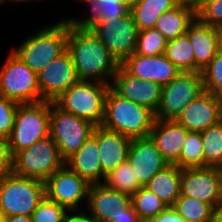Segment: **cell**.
Here are the masks:
<instances>
[{"label":"cell","instance_id":"1","mask_svg":"<svg viewBox=\"0 0 222 222\" xmlns=\"http://www.w3.org/2000/svg\"><path fill=\"white\" fill-rule=\"evenodd\" d=\"M67 51L80 80L110 84L120 67L119 62L90 29H77L69 22Z\"/></svg>","mask_w":222,"mask_h":222},{"label":"cell","instance_id":"2","mask_svg":"<svg viewBox=\"0 0 222 222\" xmlns=\"http://www.w3.org/2000/svg\"><path fill=\"white\" fill-rule=\"evenodd\" d=\"M155 113L149 108L120 97L111 88L105 100L103 128L131 139L148 137L155 122Z\"/></svg>","mask_w":222,"mask_h":222},{"label":"cell","instance_id":"3","mask_svg":"<svg viewBox=\"0 0 222 222\" xmlns=\"http://www.w3.org/2000/svg\"><path fill=\"white\" fill-rule=\"evenodd\" d=\"M68 21L43 27L13 51L36 74L67 50Z\"/></svg>","mask_w":222,"mask_h":222},{"label":"cell","instance_id":"4","mask_svg":"<svg viewBox=\"0 0 222 222\" xmlns=\"http://www.w3.org/2000/svg\"><path fill=\"white\" fill-rule=\"evenodd\" d=\"M110 84L80 80L64 91L54 103L63 111L101 126L105 114V100Z\"/></svg>","mask_w":222,"mask_h":222},{"label":"cell","instance_id":"5","mask_svg":"<svg viewBox=\"0 0 222 222\" xmlns=\"http://www.w3.org/2000/svg\"><path fill=\"white\" fill-rule=\"evenodd\" d=\"M45 196L44 181L12 172L0 175V210L5 217L31 216Z\"/></svg>","mask_w":222,"mask_h":222},{"label":"cell","instance_id":"6","mask_svg":"<svg viewBox=\"0 0 222 222\" xmlns=\"http://www.w3.org/2000/svg\"><path fill=\"white\" fill-rule=\"evenodd\" d=\"M50 136V102L19 104L9 137L12 155Z\"/></svg>","mask_w":222,"mask_h":222},{"label":"cell","instance_id":"7","mask_svg":"<svg viewBox=\"0 0 222 222\" xmlns=\"http://www.w3.org/2000/svg\"><path fill=\"white\" fill-rule=\"evenodd\" d=\"M64 165L51 136L13 155L11 172L17 176L45 181Z\"/></svg>","mask_w":222,"mask_h":222},{"label":"cell","instance_id":"8","mask_svg":"<svg viewBox=\"0 0 222 222\" xmlns=\"http://www.w3.org/2000/svg\"><path fill=\"white\" fill-rule=\"evenodd\" d=\"M0 96L18 104L41 102L37 74L13 50L0 71Z\"/></svg>","mask_w":222,"mask_h":222},{"label":"cell","instance_id":"9","mask_svg":"<svg viewBox=\"0 0 222 222\" xmlns=\"http://www.w3.org/2000/svg\"><path fill=\"white\" fill-rule=\"evenodd\" d=\"M95 127L92 122L65 112L50 102V136L64 161L93 135Z\"/></svg>","mask_w":222,"mask_h":222},{"label":"cell","instance_id":"10","mask_svg":"<svg viewBox=\"0 0 222 222\" xmlns=\"http://www.w3.org/2000/svg\"><path fill=\"white\" fill-rule=\"evenodd\" d=\"M204 92L202 72H181L162 86L158 120H176L192 100Z\"/></svg>","mask_w":222,"mask_h":222},{"label":"cell","instance_id":"11","mask_svg":"<svg viewBox=\"0 0 222 222\" xmlns=\"http://www.w3.org/2000/svg\"><path fill=\"white\" fill-rule=\"evenodd\" d=\"M90 30L120 65L136 50L139 29L130 11L122 17L101 19Z\"/></svg>","mask_w":222,"mask_h":222},{"label":"cell","instance_id":"12","mask_svg":"<svg viewBox=\"0 0 222 222\" xmlns=\"http://www.w3.org/2000/svg\"><path fill=\"white\" fill-rule=\"evenodd\" d=\"M44 182L46 197L68 210L79 211L80 202L88 198L90 184L65 164Z\"/></svg>","mask_w":222,"mask_h":222},{"label":"cell","instance_id":"13","mask_svg":"<svg viewBox=\"0 0 222 222\" xmlns=\"http://www.w3.org/2000/svg\"><path fill=\"white\" fill-rule=\"evenodd\" d=\"M79 81L71 55L66 50L37 73L41 101L54 102L64 91Z\"/></svg>","mask_w":222,"mask_h":222},{"label":"cell","instance_id":"14","mask_svg":"<svg viewBox=\"0 0 222 222\" xmlns=\"http://www.w3.org/2000/svg\"><path fill=\"white\" fill-rule=\"evenodd\" d=\"M181 195L210 204L214 209L222 202V184L215 167L182 168Z\"/></svg>","mask_w":222,"mask_h":222},{"label":"cell","instance_id":"15","mask_svg":"<svg viewBox=\"0 0 222 222\" xmlns=\"http://www.w3.org/2000/svg\"><path fill=\"white\" fill-rule=\"evenodd\" d=\"M112 79L110 88L117 95L145 106L156 113L161 101L162 86L160 84L133 77L121 66Z\"/></svg>","mask_w":222,"mask_h":222},{"label":"cell","instance_id":"16","mask_svg":"<svg viewBox=\"0 0 222 222\" xmlns=\"http://www.w3.org/2000/svg\"><path fill=\"white\" fill-rule=\"evenodd\" d=\"M88 212L98 222H119V216L131 204V195L107 187L104 183L91 184L88 192Z\"/></svg>","mask_w":222,"mask_h":222},{"label":"cell","instance_id":"17","mask_svg":"<svg viewBox=\"0 0 222 222\" xmlns=\"http://www.w3.org/2000/svg\"><path fill=\"white\" fill-rule=\"evenodd\" d=\"M128 74L161 86L175 79L181 71L165 56H144L135 52L120 65Z\"/></svg>","mask_w":222,"mask_h":222},{"label":"cell","instance_id":"18","mask_svg":"<svg viewBox=\"0 0 222 222\" xmlns=\"http://www.w3.org/2000/svg\"><path fill=\"white\" fill-rule=\"evenodd\" d=\"M127 160L142 187L169 165L149 136L131 140Z\"/></svg>","mask_w":222,"mask_h":222},{"label":"cell","instance_id":"19","mask_svg":"<svg viewBox=\"0 0 222 222\" xmlns=\"http://www.w3.org/2000/svg\"><path fill=\"white\" fill-rule=\"evenodd\" d=\"M222 115V98L204 91L190 102L176 119L187 131L202 132L218 123Z\"/></svg>","mask_w":222,"mask_h":222},{"label":"cell","instance_id":"20","mask_svg":"<svg viewBox=\"0 0 222 222\" xmlns=\"http://www.w3.org/2000/svg\"><path fill=\"white\" fill-rule=\"evenodd\" d=\"M186 34L193 45L195 72H202L222 46V29L201 23L195 18Z\"/></svg>","mask_w":222,"mask_h":222},{"label":"cell","instance_id":"21","mask_svg":"<svg viewBox=\"0 0 222 222\" xmlns=\"http://www.w3.org/2000/svg\"><path fill=\"white\" fill-rule=\"evenodd\" d=\"M187 132L177 120L155 119L149 137L168 164H175L182 152Z\"/></svg>","mask_w":222,"mask_h":222},{"label":"cell","instance_id":"22","mask_svg":"<svg viewBox=\"0 0 222 222\" xmlns=\"http://www.w3.org/2000/svg\"><path fill=\"white\" fill-rule=\"evenodd\" d=\"M131 140V138L118 132L97 126V144L100 150L102 183L110 171L127 161Z\"/></svg>","mask_w":222,"mask_h":222},{"label":"cell","instance_id":"23","mask_svg":"<svg viewBox=\"0 0 222 222\" xmlns=\"http://www.w3.org/2000/svg\"><path fill=\"white\" fill-rule=\"evenodd\" d=\"M64 164L90 185L102 183L100 150L97 144V126L93 135L84 142L79 150L68 157Z\"/></svg>","mask_w":222,"mask_h":222},{"label":"cell","instance_id":"24","mask_svg":"<svg viewBox=\"0 0 222 222\" xmlns=\"http://www.w3.org/2000/svg\"><path fill=\"white\" fill-rule=\"evenodd\" d=\"M90 6L91 15L84 19H66L77 29H90L101 19L125 16L137 0H81Z\"/></svg>","mask_w":222,"mask_h":222},{"label":"cell","instance_id":"25","mask_svg":"<svg viewBox=\"0 0 222 222\" xmlns=\"http://www.w3.org/2000/svg\"><path fill=\"white\" fill-rule=\"evenodd\" d=\"M182 168L169 164L159 171L146 185L168 207H172L181 195Z\"/></svg>","mask_w":222,"mask_h":222},{"label":"cell","instance_id":"26","mask_svg":"<svg viewBox=\"0 0 222 222\" xmlns=\"http://www.w3.org/2000/svg\"><path fill=\"white\" fill-rule=\"evenodd\" d=\"M196 12L186 6L177 5L164 11L157 19L154 29L160 31L165 38L173 40L187 33L188 26L195 20Z\"/></svg>","mask_w":222,"mask_h":222},{"label":"cell","instance_id":"27","mask_svg":"<svg viewBox=\"0 0 222 222\" xmlns=\"http://www.w3.org/2000/svg\"><path fill=\"white\" fill-rule=\"evenodd\" d=\"M175 6L176 0H137L130 8V14L141 31L154 28L160 15Z\"/></svg>","mask_w":222,"mask_h":222},{"label":"cell","instance_id":"28","mask_svg":"<svg viewBox=\"0 0 222 222\" xmlns=\"http://www.w3.org/2000/svg\"><path fill=\"white\" fill-rule=\"evenodd\" d=\"M164 54L181 72H195L193 45L187 34L169 40Z\"/></svg>","mask_w":222,"mask_h":222},{"label":"cell","instance_id":"29","mask_svg":"<svg viewBox=\"0 0 222 222\" xmlns=\"http://www.w3.org/2000/svg\"><path fill=\"white\" fill-rule=\"evenodd\" d=\"M172 207L188 222H213L214 208L195 198L180 195Z\"/></svg>","mask_w":222,"mask_h":222},{"label":"cell","instance_id":"30","mask_svg":"<svg viewBox=\"0 0 222 222\" xmlns=\"http://www.w3.org/2000/svg\"><path fill=\"white\" fill-rule=\"evenodd\" d=\"M103 183L107 187L131 196L142 187L135 178V173L128 160L110 171L105 176Z\"/></svg>","mask_w":222,"mask_h":222},{"label":"cell","instance_id":"31","mask_svg":"<svg viewBox=\"0 0 222 222\" xmlns=\"http://www.w3.org/2000/svg\"><path fill=\"white\" fill-rule=\"evenodd\" d=\"M131 202L143 222H149L168 208L160 198L145 187H141L131 196Z\"/></svg>","mask_w":222,"mask_h":222},{"label":"cell","instance_id":"32","mask_svg":"<svg viewBox=\"0 0 222 222\" xmlns=\"http://www.w3.org/2000/svg\"><path fill=\"white\" fill-rule=\"evenodd\" d=\"M200 133L203 141L204 167H216L222 161V120Z\"/></svg>","mask_w":222,"mask_h":222},{"label":"cell","instance_id":"33","mask_svg":"<svg viewBox=\"0 0 222 222\" xmlns=\"http://www.w3.org/2000/svg\"><path fill=\"white\" fill-rule=\"evenodd\" d=\"M180 168L204 167L203 141L200 132L188 131L178 161Z\"/></svg>","mask_w":222,"mask_h":222},{"label":"cell","instance_id":"34","mask_svg":"<svg viewBox=\"0 0 222 222\" xmlns=\"http://www.w3.org/2000/svg\"><path fill=\"white\" fill-rule=\"evenodd\" d=\"M168 40L154 28L139 31L135 53L144 56H156L165 53Z\"/></svg>","mask_w":222,"mask_h":222},{"label":"cell","instance_id":"35","mask_svg":"<svg viewBox=\"0 0 222 222\" xmlns=\"http://www.w3.org/2000/svg\"><path fill=\"white\" fill-rule=\"evenodd\" d=\"M204 91L222 98V46L216 56L202 71Z\"/></svg>","mask_w":222,"mask_h":222},{"label":"cell","instance_id":"36","mask_svg":"<svg viewBox=\"0 0 222 222\" xmlns=\"http://www.w3.org/2000/svg\"><path fill=\"white\" fill-rule=\"evenodd\" d=\"M69 210L55 201L45 198L33 211L32 222H62Z\"/></svg>","mask_w":222,"mask_h":222},{"label":"cell","instance_id":"37","mask_svg":"<svg viewBox=\"0 0 222 222\" xmlns=\"http://www.w3.org/2000/svg\"><path fill=\"white\" fill-rule=\"evenodd\" d=\"M196 18L201 23L222 29V0H205L196 11Z\"/></svg>","mask_w":222,"mask_h":222},{"label":"cell","instance_id":"38","mask_svg":"<svg viewBox=\"0 0 222 222\" xmlns=\"http://www.w3.org/2000/svg\"><path fill=\"white\" fill-rule=\"evenodd\" d=\"M18 105L17 102L0 96V137H10Z\"/></svg>","mask_w":222,"mask_h":222},{"label":"cell","instance_id":"39","mask_svg":"<svg viewBox=\"0 0 222 222\" xmlns=\"http://www.w3.org/2000/svg\"><path fill=\"white\" fill-rule=\"evenodd\" d=\"M13 155L10 150L9 138L0 137V175L12 170Z\"/></svg>","mask_w":222,"mask_h":222},{"label":"cell","instance_id":"40","mask_svg":"<svg viewBox=\"0 0 222 222\" xmlns=\"http://www.w3.org/2000/svg\"><path fill=\"white\" fill-rule=\"evenodd\" d=\"M149 222H188L180 216L173 207H168L165 211L159 213Z\"/></svg>","mask_w":222,"mask_h":222},{"label":"cell","instance_id":"41","mask_svg":"<svg viewBox=\"0 0 222 222\" xmlns=\"http://www.w3.org/2000/svg\"><path fill=\"white\" fill-rule=\"evenodd\" d=\"M69 211L71 212L70 215L66 214L62 222H98V220L95 217H93L91 214L87 215L84 212L78 213L76 210H69Z\"/></svg>","mask_w":222,"mask_h":222},{"label":"cell","instance_id":"42","mask_svg":"<svg viewBox=\"0 0 222 222\" xmlns=\"http://www.w3.org/2000/svg\"><path fill=\"white\" fill-rule=\"evenodd\" d=\"M119 222H143L138 213L135 211L133 205L131 204L124 212L119 216Z\"/></svg>","mask_w":222,"mask_h":222},{"label":"cell","instance_id":"43","mask_svg":"<svg viewBox=\"0 0 222 222\" xmlns=\"http://www.w3.org/2000/svg\"><path fill=\"white\" fill-rule=\"evenodd\" d=\"M205 0H176L177 5L186 6L195 12L203 5Z\"/></svg>","mask_w":222,"mask_h":222},{"label":"cell","instance_id":"44","mask_svg":"<svg viewBox=\"0 0 222 222\" xmlns=\"http://www.w3.org/2000/svg\"><path fill=\"white\" fill-rule=\"evenodd\" d=\"M5 222H32V218L27 215H13L6 217Z\"/></svg>","mask_w":222,"mask_h":222},{"label":"cell","instance_id":"45","mask_svg":"<svg viewBox=\"0 0 222 222\" xmlns=\"http://www.w3.org/2000/svg\"><path fill=\"white\" fill-rule=\"evenodd\" d=\"M213 222H222V202L214 209Z\"/></svg>","mask_w":222,"mask_h":222},{"label":"cell","instance_id":"46","mask_svg":"<svg viewBox=\"0 0 222 222\" xmlns=\"http://www.w3.org/2000/svg\"><path fill=\"white\" fill-rule=\"evenodd\" d=\"M215 168L217 169L219 179H220L221 184H222V161Z\"/></svg>","mask_w":222,"mask_h":222},{"label":"cell","instance_id":"47","mask_svg":"<svg viewBox=\"0 0 222 222\" xmlns=\"http://www.w3.org/2000/svg\"><path fill=\"white\" fill-rule=\"evenodd\" d=\"M5 220H6V217L3 214V212L0 210V222H5Z\"/></svg>","mask_w":222,"mask_h":222},{"label":"cell","instance_id":"48","mask_svg":"<svg viewBox=\"0 0 222 222\" xmlns=\"http://www.w3.org/2000/svg\"><path fill=\"white\" fill-rule=\"evenodd\" d=\"M6 1H7V0H6ZM8 1H9V0H8ZM11 1H15V2H16V1H17V2H23V1H24V2H26V1H29V0H11Z\"/></svg>","mask_w":222,"mask_h":222},{"label":"cell","instance_id":"49","mask_svg":"<svg viewBox=\"0 0 222 222\" xmlns=\"http://www.w3.org/2000/svg\"><path fill=\"white\" fill-rule=\"evenodd\" d=\"M2 2L4 3V2H5V0H0V5L2 4Z\"/></svg>","mask_w":222,"mask_h":222}]
</instances>
